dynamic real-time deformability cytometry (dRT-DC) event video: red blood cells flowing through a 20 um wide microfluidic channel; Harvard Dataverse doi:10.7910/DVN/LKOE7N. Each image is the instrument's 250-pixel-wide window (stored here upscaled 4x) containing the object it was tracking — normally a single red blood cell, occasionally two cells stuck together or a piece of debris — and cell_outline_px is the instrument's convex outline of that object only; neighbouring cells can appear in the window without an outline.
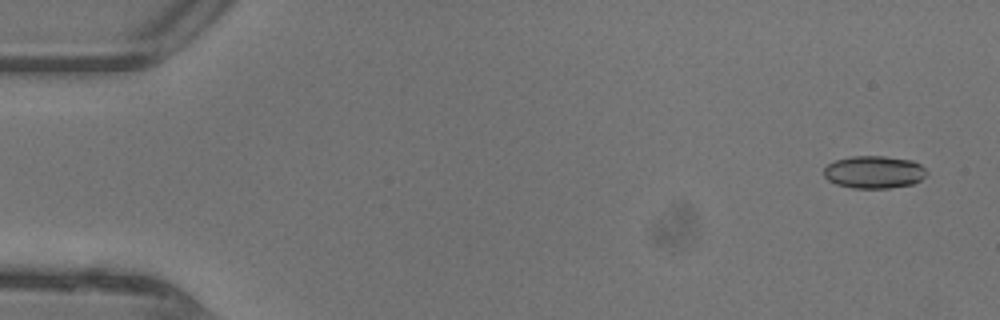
{"species": "common noctule bat (a hibernating species)", "species_latin": "Nyctalus noctula", "temperature_condition": "warm", "stored_images_in_passage": 13, "camera_frame_rate_fps": 3000, "um_per_image_px": 0.085, "animal": {"sex": "female"}, "frame": {"image": 1, "passage_image": 3, "time_ms": 0.667, "image_size_px": [1000, 320], "cell_outline_px": [[928, 172], [920, 180], [912, 184], [888, 188], [852, 188], [836, 184], [828, 180], [824, 176], [824, 168], [828, 164], [836, 160], [852, 156], [884, 156], [912, 160], [920, 164]], "centroid_in_image_um": [74.29, 14.62], "position_along_channel_um": 10.7, "area_um2": 19.48}}
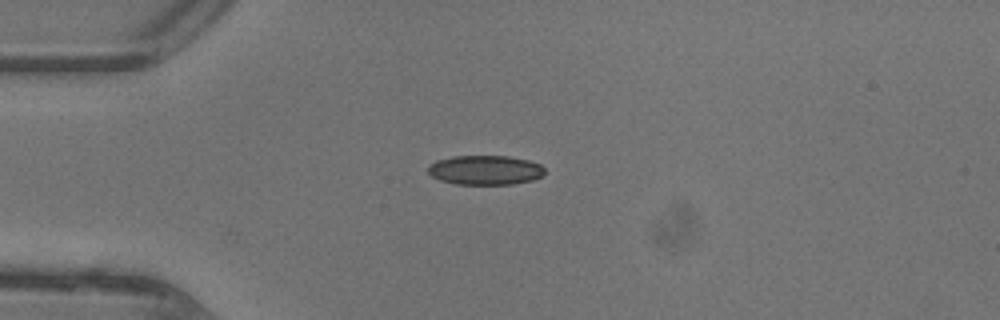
{"frame": {"image": 2, "passage_image": 13, "time_ms": 4.0, "image_size_px": [1000, 320], "cell_outline_px": [[544, 172], [540, 176], [532, 180], [512, 184], [456, 184], [440, 180], [432, 176], [428, 172], [428, 164], [436, 160], [452, 156], [508, 156], [528, 160], [540, 164], [544, 168]], "centroid_in_image_um": [41.21, 14.45], "position_along_channel_um": 43.8, "area_um2": 20.0}}